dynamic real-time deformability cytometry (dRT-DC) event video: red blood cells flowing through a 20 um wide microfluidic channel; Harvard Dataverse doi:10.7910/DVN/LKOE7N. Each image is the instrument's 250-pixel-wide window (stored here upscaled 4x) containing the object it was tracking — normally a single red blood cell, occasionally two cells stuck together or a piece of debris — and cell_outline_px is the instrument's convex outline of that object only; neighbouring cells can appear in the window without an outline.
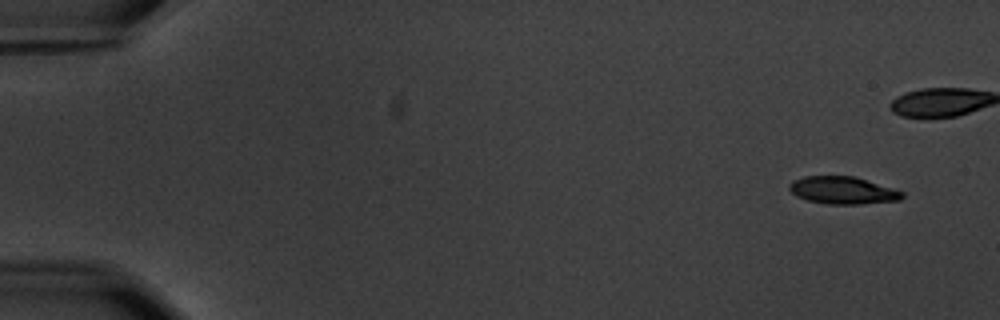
{"species": "common noctule bat (a hibernating species)", "species_latin": "Nyctalus noctula", "temperature_condition": "warm", "stored_images_in_passage": 44, "camera_frame_rate_fps": 3000, "um_per_image_px": 0.085, "animal": {"sex": "male", "body_mass_g": 20.1, "forearm_length_mm": 53.5}, "frame": {"image": 1, "passage_image": 1, "time_ms": 0.0, "image_size_px": [1000, 320], "cell_outline_px": [[904, 196], [900, 200], [860, 204], [828, 204], [808, 200], [796, 196], [788, 188], [788, 184], [792, 180], [804, 176], [856, 176], [904, 192]], "centroid_in_image_um": [71.62, 16.17], "position_along_channel_um": 13.4, "area_um2": 18.09}}